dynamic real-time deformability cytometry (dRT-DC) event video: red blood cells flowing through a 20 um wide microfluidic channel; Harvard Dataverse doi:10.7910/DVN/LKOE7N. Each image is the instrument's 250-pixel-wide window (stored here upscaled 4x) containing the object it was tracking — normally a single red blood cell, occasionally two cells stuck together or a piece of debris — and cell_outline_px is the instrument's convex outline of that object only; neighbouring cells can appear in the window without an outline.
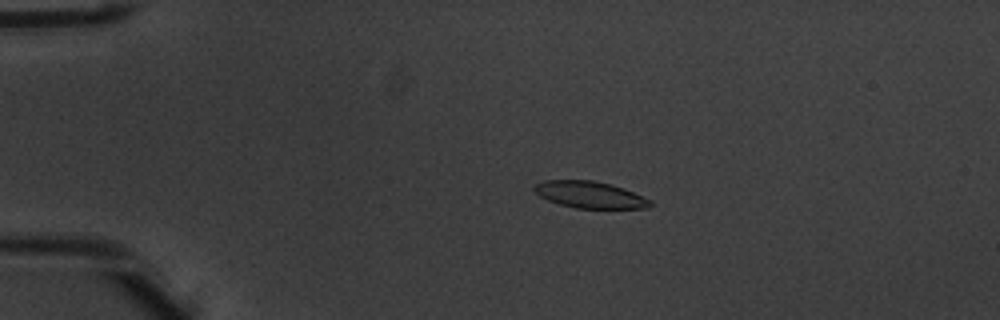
{"species": "common noctule bat (a hibernating species)", "species_latin": "Nyctalus noctula", "temperature_condition": "warm", "stored_images_in_passage": 4, "camera_frame_rate_fps": 3000, "um_per_image_px": 0.085, "animal": {"sex": "male", "body_mass_g": 20.1, "forearm_length_mm": 53.5}, "frame": {"image": 1, "passage_image": 2, "time_ms": 0.333, "image_size_px": [1000, 320], "cell_outline_px": [[652, 204], [648, 208], [576, 208], [560, 204], [548, 200], [540, 196], [532, 188], [536, 184], [544, 180], [592, 180], [612, 184], [624, 188], [652, 200]], "centroid_in_image_um": [50.16, 16.54], "position_along_channel_um": 34.8, "area_um2": 18.03}}
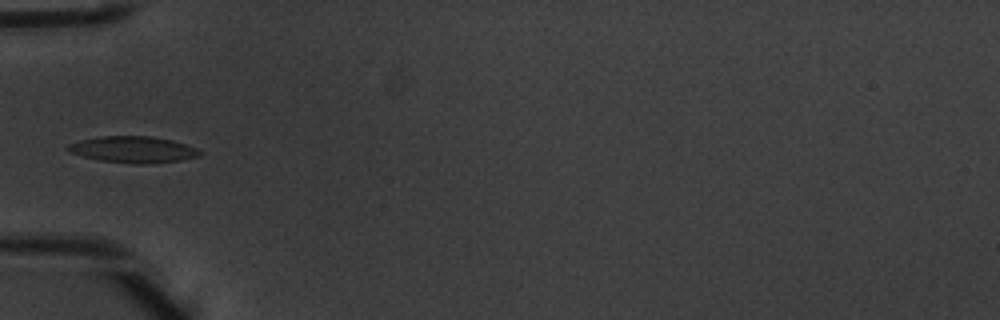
{"frame": {"image": 2, "passage_image": 4, "time_ms": 1.0, "image_size_px": [1000, 320], "cell_outline_px": [[204, 152], [200, 156], [180, 160], [148, 164], [136, 164], [100, 160], [68, 152], [64, 148], [68, 144], [80, 140], [100, 136], [148, 136], [172, 140], [196, 148]], "centroid_in_image_um": [11.3, 12.71], "position_along_channel_um": 73.7, "area_um2": 20.29}}